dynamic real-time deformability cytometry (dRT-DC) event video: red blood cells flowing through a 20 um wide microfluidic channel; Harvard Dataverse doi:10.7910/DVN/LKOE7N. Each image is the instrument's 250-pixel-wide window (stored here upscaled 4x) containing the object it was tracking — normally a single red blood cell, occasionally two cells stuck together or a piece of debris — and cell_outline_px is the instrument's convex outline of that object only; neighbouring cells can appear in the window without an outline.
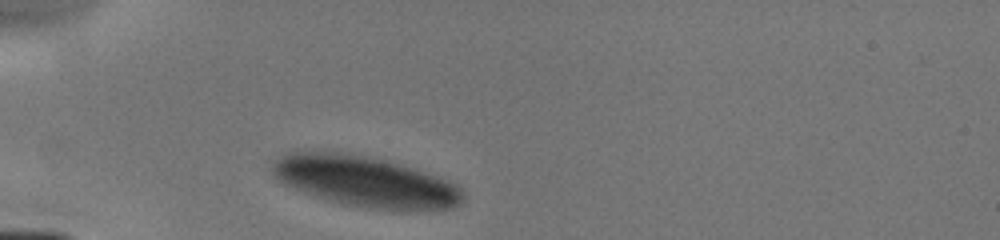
{"species": "human", "species_latin": "Homo sapiens", "temperature_condition": "cold", "stored_images_in_passage": 1, "camera_frame_rate_fps": 3000, "um_per_image_px": 0.085, "donor": {"sex": "male"}, "frame": {"image": 1, "passage_image": 1, "time_ms": 0.0, "image_size_px": [1000, 240], "cell_outline_px": [[464, 200], [460, 204], [452, 208], [428, 212], [400, 212], [368, 208], [340, 204], [324, 200], [284, 184], [272, 172], [272, 164], [280, 156], [288, 152], [348, 152], [372, 156], [388, 160], [440, 176], [456, 184], [464, 192]], "centroid_in_image_um": [31.15, 15.47], "position_along_channel_um": 53.8, "area_um2": 57.74}}